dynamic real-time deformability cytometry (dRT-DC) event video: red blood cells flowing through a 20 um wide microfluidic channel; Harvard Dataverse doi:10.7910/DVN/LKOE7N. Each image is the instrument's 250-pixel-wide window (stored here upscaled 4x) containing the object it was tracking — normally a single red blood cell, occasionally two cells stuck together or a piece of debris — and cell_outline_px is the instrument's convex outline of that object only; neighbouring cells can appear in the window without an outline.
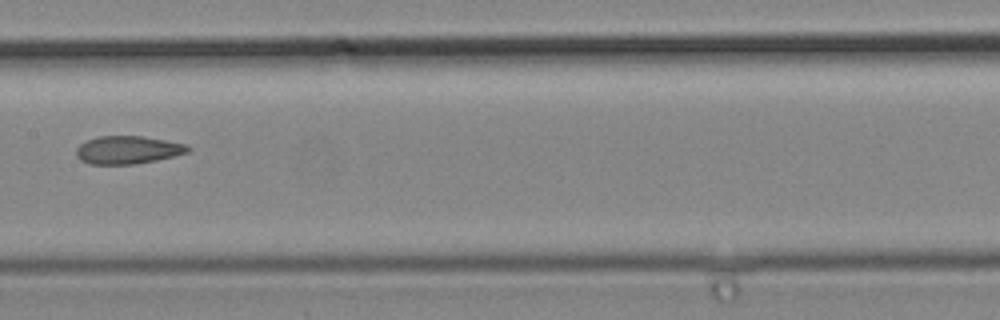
{"species": "common noctule bat (a hibernating species)", "species_latin": "Nyctalus noctula", "temperature_condition": "cold", "stored_images_in_passage": 6, "camera_frame_rate_fps": 3000, "um_per_image_px": 0.085, "animal": {"sex": "male", "body_mass_g": 19.2, "forearm_length_mm": 51.8}, "frame": {"image": 1, "passage_image": 5, "time_ms": 1.333, "image_size_px": [1000, 320], "cell_outline_px": [[192, 148], [188, 152], [176, 156], [136, 164], [88, 164], [80, 160], [76, 156], [76, 148], [80, 144], [96, 136], [144, 136], [188, 144]], "centroid_in_image_um": [10.88, 12.74], "position_along_channel_um": 196.5, "area_um2": 18.44}}
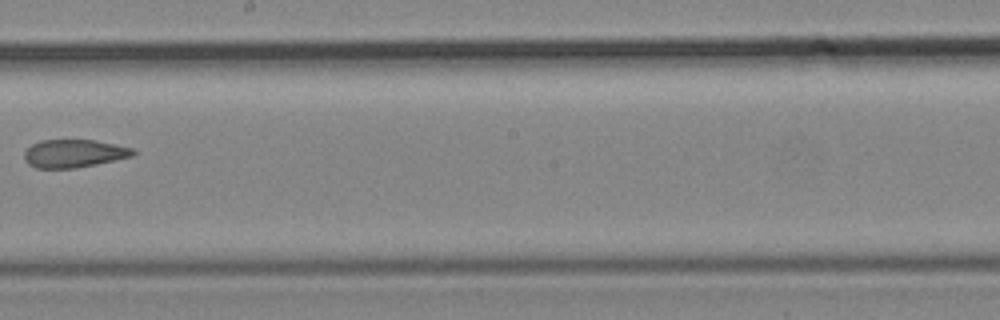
{"frame": {"image": 2, "passage_image": 6, "time_ms": 1.667, "image_size_px": [1000, 320], "cell_outline_px": [[136, 152], [132, 156], [96, 164], [76, 168], [36, 168], [28, 164], [24, 160], [24, 152], [32, 144], [44, 140], [96, 140], [132, 148]], "centroid_in_image_um": [6.26, 13.05], "position_along_channel_um": 241.9, "area_um2": 17.63}}